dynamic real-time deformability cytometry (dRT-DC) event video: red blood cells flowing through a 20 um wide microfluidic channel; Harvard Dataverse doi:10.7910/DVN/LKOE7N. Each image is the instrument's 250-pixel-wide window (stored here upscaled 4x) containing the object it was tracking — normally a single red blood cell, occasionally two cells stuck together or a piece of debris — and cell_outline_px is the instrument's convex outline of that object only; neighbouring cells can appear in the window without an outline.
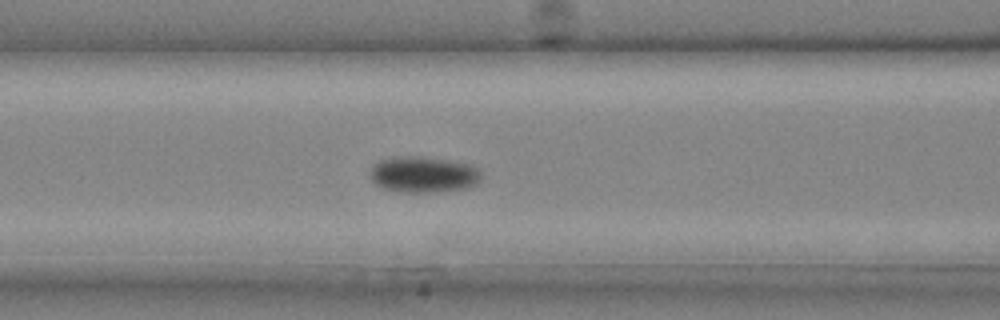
{"species": "common noctule bat (a hibernating species)", "species_latin": "Nyctalus noctula", "temperature_condition": "cold", "stored_images_in_passage": 24, "camera_frame_rate_fps": 3000, "um_per_image_px": 0.085, "animal": {"sex": "male", "body_mass_g": 20.4}, "frame": {"image": 1, "passage_image": 5, "time_ms": 1.333, "image_size_px": [1000, 320], "cell_outline_px": [[480, 180], [476, 184], [468, 188], [436, 192], [400, 192], [384, 188], [376, 184], [368, 176], [368, 172], [372, 164], [380, 160], [396, 156], [420, 156], [448, 160], [468, 164], [476, 168], [480, 172]], "centroid_in_image_um": [35.93, 14.83], "position_along_channel_um": 130.7, "area_um2": 23.58}}
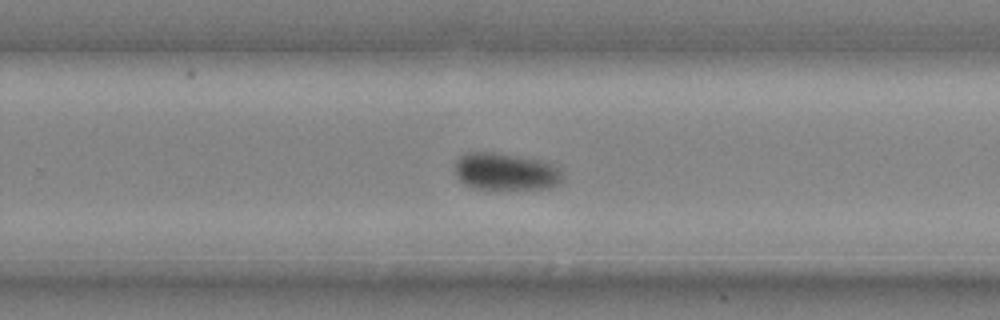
{"frame": {"image": 2, "passage_image": 13, "time_ms": 4.0, "image_size_px": [1000, 320], "cell_outline_px": [[560, 184], [548, 188], [472, 188], [460, 180], [456, 176], [456, 160], [460, 156], [468, 152], [496, 152], [520, 156], [540, 160], [552, 164], [560, 172]], "centroid_in_image_um": [42.94, 14.57], "position_along_channel_um": 286.9, "area_um2": 22.95}}
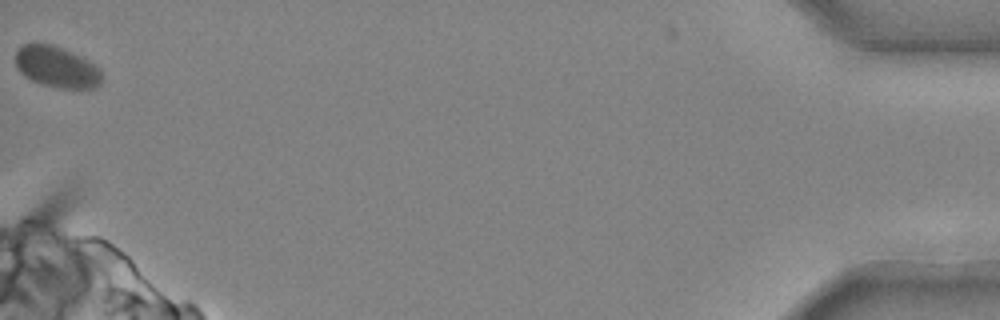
{"frame": {"image": 3, "passage_image": 24, "time_ms": 7.667, "image_size_px": [1000, 320], "cell_outline_px": [[104, 80], [100, 84], [92, 88], [60, 88], [40, 84], [24, 76], [16, 68], [16, 52], [20, 44], [52, 44], [72, 52], [88, 60], [100, 68]], "centroid_in_image_um": [4.83, 5.7], "position_along_channel_um": 430.4, "area_um2": 20.87}}